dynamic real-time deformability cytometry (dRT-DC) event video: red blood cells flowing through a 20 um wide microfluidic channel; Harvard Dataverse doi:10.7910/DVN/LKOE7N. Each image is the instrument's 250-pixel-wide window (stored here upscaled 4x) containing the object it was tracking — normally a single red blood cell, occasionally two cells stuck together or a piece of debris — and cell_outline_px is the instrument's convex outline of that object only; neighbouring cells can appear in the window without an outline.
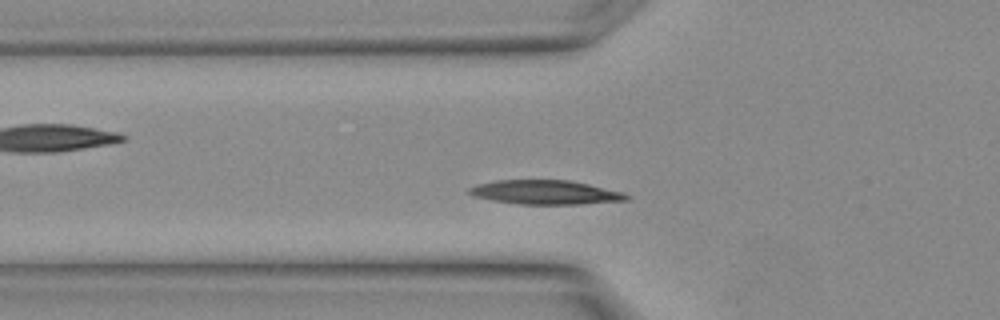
{"species": "Egyptian fruit bat (a non-hibernating species)", "species_latin": "Rousettus aegyptiacus", "temperature_condition": "warm", "stored_images_in_passage": 24, "camera_frame_rate_fps": 3000, "um_per_image_px": 0.085, "animal": {"sex": "female"}, "frame": {"image": 1, "passage_image": 4, "time_ms": 1.0, "image_size_px": [1000, 320], "cell_outline_px": [[628, 200], [580, 204], [520, 204], [492, 200], [476, 196], [468, 192], [468, 188], [480, 184], [496, 180], [568, 180], [588, 184], [624, 192], [628, 196]], "centroid_in_image_um": [46.38, 16.34], "position_along_channel_um": 79.4, "area_um2": 21.85}}